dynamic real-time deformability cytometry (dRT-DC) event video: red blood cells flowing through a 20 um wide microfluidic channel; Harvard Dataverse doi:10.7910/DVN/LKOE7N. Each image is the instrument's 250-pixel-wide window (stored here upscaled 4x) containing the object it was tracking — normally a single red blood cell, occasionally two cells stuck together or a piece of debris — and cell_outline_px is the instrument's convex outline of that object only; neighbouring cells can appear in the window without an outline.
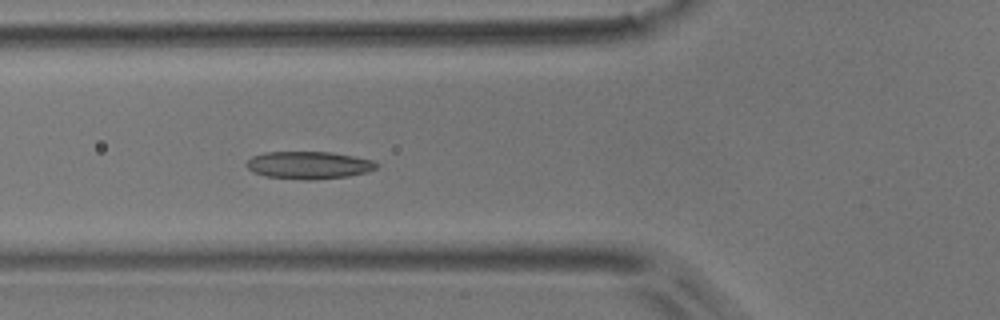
{"species": "common noctule bat (a hibernating species)", "species_latin": "Nyctalus noctula", "temperature_condition": "room temperature", "stored_images_in_passage": 5, "camera_frame_rate_fps": 3000, "um_per_image_px": 0.085, "animal": {"sex": "male", "body_mass_g": 17.9}, "frame": {"image": 1, "passage_image": 5, "time_ms": 5.333, "image_size_px": [1000, 320], "cell_outline_px": [[380, 164], [376, 168], [364, 172], [348, 176], [312, 180], [304, 180], [264, 176], [252, 172], [244, 164], [252, 156], [264, 152], [332, 152], [372, 160]], "centroid_in_image_um": [26.2, 14.04], "position_along_channel_um": 99.6, "area_um2": 20.87}}